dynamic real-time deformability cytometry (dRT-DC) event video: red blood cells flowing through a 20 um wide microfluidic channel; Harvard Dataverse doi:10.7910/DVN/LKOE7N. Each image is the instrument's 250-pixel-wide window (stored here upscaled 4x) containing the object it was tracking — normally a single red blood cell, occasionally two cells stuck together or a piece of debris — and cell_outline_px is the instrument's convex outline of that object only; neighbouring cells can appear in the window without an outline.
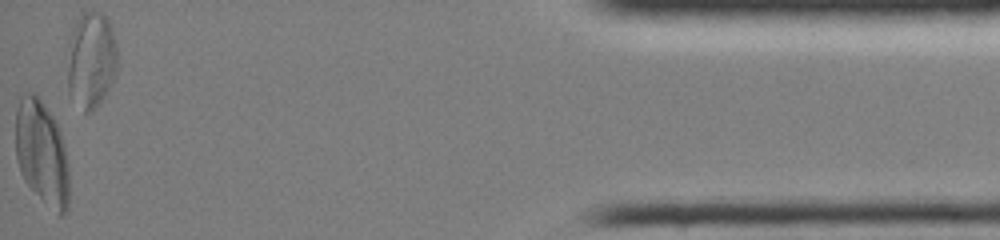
{"species": "common noctule bat (a hibernating species)", "species_latin": "Nyctalus noctula", "temperature_condition": "room temperature", "stored_images_in_passage": 46, "camera_frame_rate_fps": 3000, "um_per_image_px": 0.085, "animal": {"sex": "female", "body_mass_g": 19.0, "forearm_length_mm": 51.5}, "frame": {"image": 1, "passage_image": 46, "time_ms": 15.0, "image_size_px": [1000, 240], "cell_outline_px": [[68, 208], [60, 216], [24, 180], [20, 172], [16, 160], [16, 108], [20, 96], [24, 92], [36, 92], [40, 96], [52, 116], [60, 132], [64, 144], [68, 164]], "centroid_in_image_um": [3.53, 12.91], "position_along_channel_um": 431.7, "area_um2": 32.48}, "authors_computed_cell_mechanics": {"area_um2": 28.6977, "velocity_mm_per_s": 4.183, "shape_relaxation_time_tau1_ms": 4.6581, "shape_relaxation_time_tau2_ms": null, "deformation_change_tau1": 0.0495, "deformation_change_tau2": null}}